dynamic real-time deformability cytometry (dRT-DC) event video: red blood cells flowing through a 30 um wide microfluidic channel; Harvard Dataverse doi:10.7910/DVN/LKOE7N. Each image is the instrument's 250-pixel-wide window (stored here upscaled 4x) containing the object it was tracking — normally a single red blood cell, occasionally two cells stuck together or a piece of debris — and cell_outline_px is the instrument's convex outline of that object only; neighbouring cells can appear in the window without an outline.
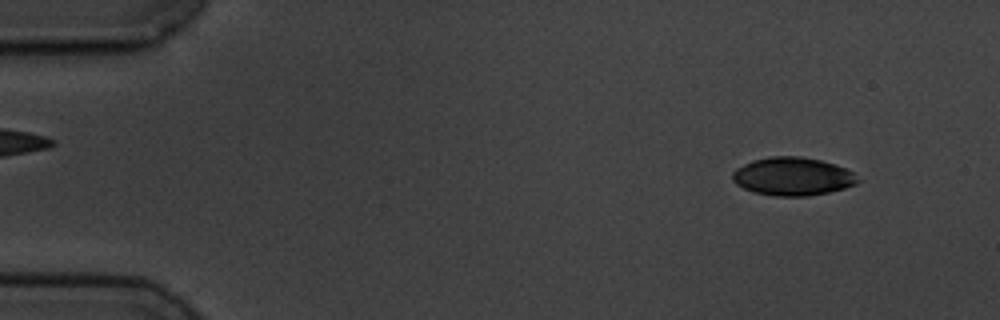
{"species": "common noctule bat (a hibernating species)", "species_latin": "Nyctalus noctula", "temperature_condition": "cold", "stored_images_in_passage": 8, "camera_frame_rate_fps": 3000, "um_per_image_px": 0.085, "animal": {"sex": "male", "body_mass_g": 19.5, "forearm_length_mm": 54.6}, "frame": {"image": 1, "passage_image": 1, "time_ms": 0.0, "image_size_px": [1000, 320], "cell_outline_px": [[860, 180], [856, 184], [844, 188], [828, 192], [808, 196], [772, 196], [752, 192], [736, 184], [732, 180], [732, 172], [736, 168], [752, 160], [768, 156], [800, 156], [820, 160], [836, 164], [852, 172]], "centroid_in_image_um": [67.34, 14.99], "position_along_channel_um": 17.7, "area_um2": 28.03}}
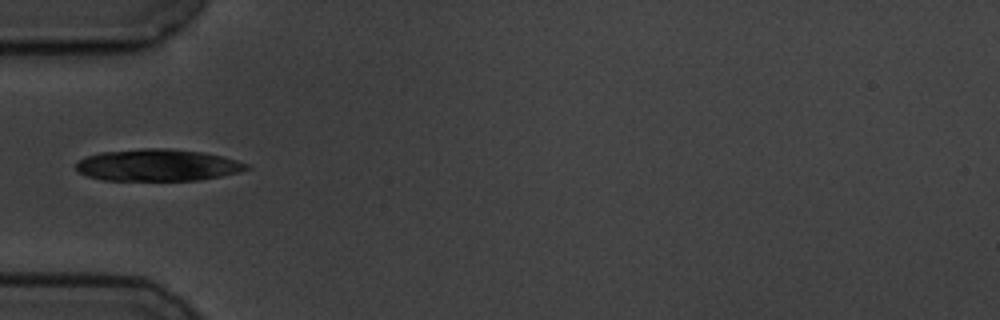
{"frame": {"image": 2, "passage_image": 4, "time_ms": 4.333, "image_size_px": [1000, 320], "cell_outline_px": [[252, 168], [240, 172], [200, 180], [104, 180], [88, 176], [80, 172], [76, 168], [76, 160], [100, 152], [144, 148], [168, 148], [204, 152], [224, 156], [248, 164]], "centroid_in_image_um": [13.43, 14.03], "position_along_channel_um": 71.6, "area_um2": 31.79}}